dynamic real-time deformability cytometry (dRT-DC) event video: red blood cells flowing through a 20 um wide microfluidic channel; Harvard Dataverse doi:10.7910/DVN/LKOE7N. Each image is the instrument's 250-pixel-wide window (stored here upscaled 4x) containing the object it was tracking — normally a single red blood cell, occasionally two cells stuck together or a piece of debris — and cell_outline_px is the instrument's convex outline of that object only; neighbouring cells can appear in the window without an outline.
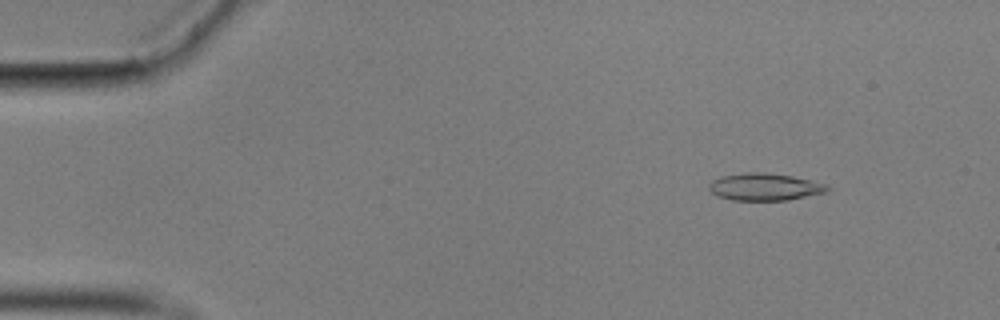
{"species": "common noctule bat (a hibernating species)", "species_latin": "Nyctalus noctula", "temperature_condition": "cold", "stored_images_in_passage": 57, "camera_frame_rate_fps": 3000, "um_per_image_px": 0.085, "animal": {"sex": "male", "body_mass_g": 17.9}, "frame": {"image": 1, "passage_image": 7, "time_ms": 2.0, "image_size_px": [1000, 320], "cell_outline_px": [[832, 188], [824, 192], [788, 200], [732, 200], [716, 196], [708, 188], [708, 184], [712, 180], [720, 176], [748, 172], [764, 172], [792, 176], [828, 184]], "centroid_in_image_um": [64.98, 15.88], "position_along_channel_um": 20.0, "area_um2": 18.84}}
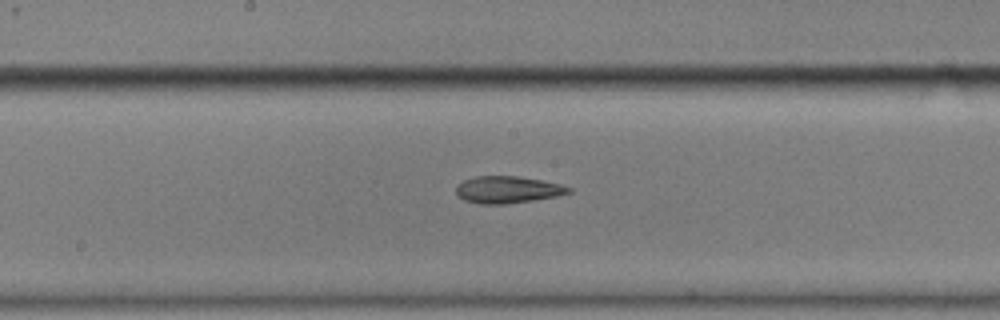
{"frame": {"image": 2, "passage_image": 30, "time_ms": 9.667, "image_size_px": [1000, 320], "cell_outline_px": [[572, 192], [556, 196], [532, 200], [504, 204], [480, 204], [464, 200], [456, 192], [456, 184], [464, 180], [476, 176], [516, 176], [540, 180], [560, 184], [572, 188]], "centroid_in_image_um": [43.13, 16.12], "position_along_channel_um": 205.1, "area_um2": 17.57}}
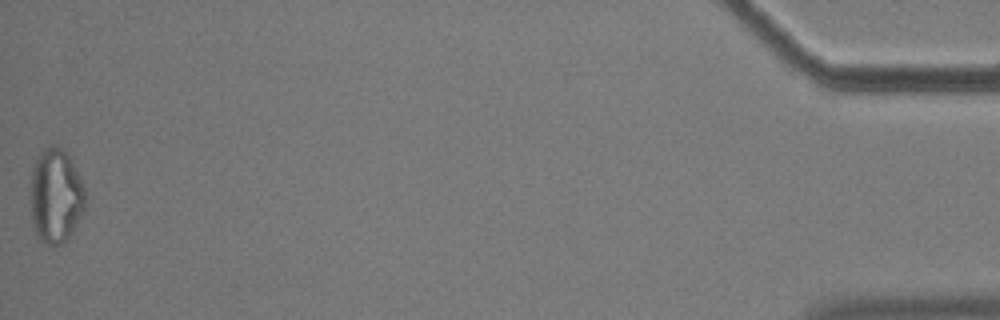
{"frame": {"image": 3, "passage_image": 57, "time_ms": 18.667, "image_size_px": [1000, 320], "cell_outline_px": [[84, 208], [72, 232], [64, 244], [52, 248], [40, 240], [36, 236], [32, 224], [28, 200], [32, 172], [36, 160], [40, 152], [44, 148], [60, 148], [72, 160], [80, 176], [84, 188]], "centroid_in_image_um": [4.69, 16.74], "position_along_channel_um": 430.5, "area_um2": 30.52}, "authors_computed_cell_mechanics": {"area_um2": 18.8428, "velocity_mm_per_s": 3.5375, "shape_relaxation_time_tau1_ms": null, "shape_relaxation_time_tau2_ms": 5.6276, "deformation_change_tau1": null, "deformation_change_tau2": 0.1722}}